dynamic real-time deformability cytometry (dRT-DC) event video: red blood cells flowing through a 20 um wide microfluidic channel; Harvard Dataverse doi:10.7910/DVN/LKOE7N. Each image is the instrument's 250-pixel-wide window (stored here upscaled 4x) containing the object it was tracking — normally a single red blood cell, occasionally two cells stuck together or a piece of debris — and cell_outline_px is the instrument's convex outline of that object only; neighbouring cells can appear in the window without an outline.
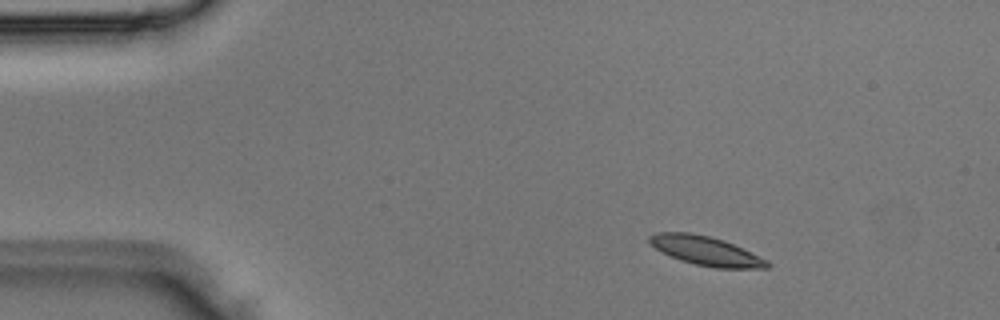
{"species": "Egyptian fruit bat (a non-hibernating species)", "species_latin": "Rousettus aegyptiacus", "temperature_condition": "room temperature", "stored_images_in_passage": 2, "camera_frame_rate_fps": 3000, "um_per_image_px": 0.085, "animal": {"sex": "male"}, "frame": {"image": 1, "passage_image": 1, "time_ms": 0.0, "image_size_px": [1000, 320], "cell_outline_px": [[772, 264], [768, 268], [716, 268], [696, 264], [680, 260], [656, 248], [648, 240], [648, 236], [656, 232], [688, 232], [708, 236], [724, 240], [768, 260]], "centroid_in_image_um": [60.02, 21.32], "position_along_channel_um": 25.0, "area_um2": 19.71}}